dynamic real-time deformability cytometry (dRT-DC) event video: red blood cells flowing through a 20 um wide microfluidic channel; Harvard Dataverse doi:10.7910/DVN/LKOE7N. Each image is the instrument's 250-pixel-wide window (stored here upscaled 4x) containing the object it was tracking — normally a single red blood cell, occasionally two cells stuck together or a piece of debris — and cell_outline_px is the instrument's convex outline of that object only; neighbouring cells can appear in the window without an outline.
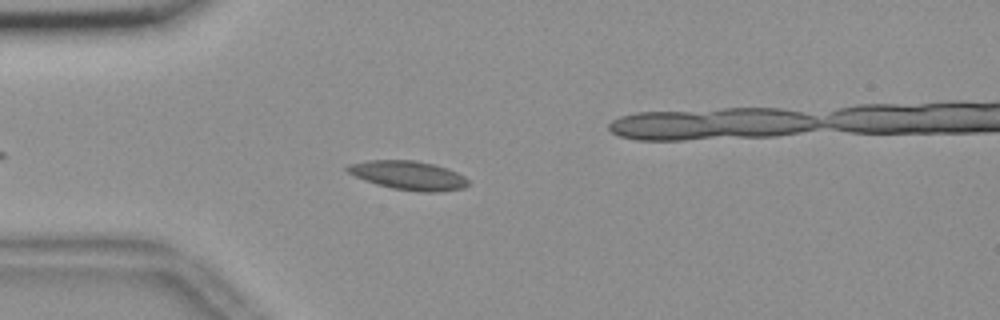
{"species": "common noctule bat (a hibernating species)", "species_latin": "Nyctalus noctula", "temperature_condition": "room temperature", "stored_images_in_passage": 45, "camera_frame_rate_fps": 3000, "um_per_image_px": 0.085, "animal": {"sex": "female", "body_mass_g": 18.4}, "frame": {"image": 1, "passage_image": 8, "time_ms": 2.333, "image_size_px": [1000, 320], "cell_outline_px": [[468, 184], [464, 188], [440, 192], [420, 192], [392, 188], [376, 184], [364, 180], [348, 172], [344, 168], [348, 164], [368, 160], [416, 160], [448, 168], [464, 176], [468, 180]], "centroid_in_image_um": [34.71, 14.9], "position_along_channel_um": 50.3, "area_um2": 20.4}}
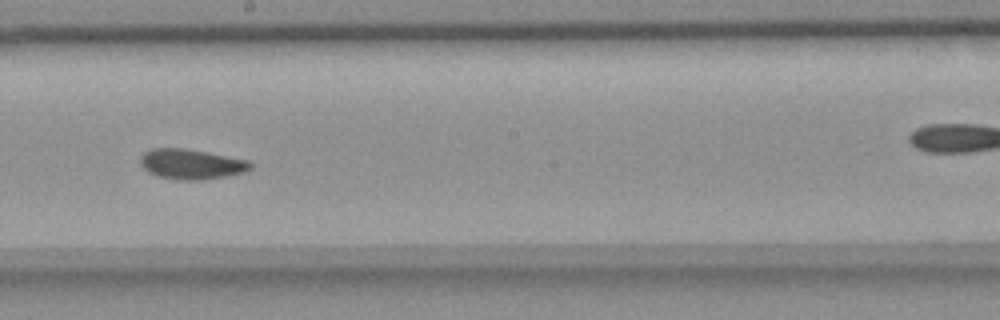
{"frame": {"image": 2, "passage_image": 24, "time_ms": 7.667, "image_size_px": [1000, 320], "cell_outline_px": [[252, 168], [244, 172], [204, 180], [176, 180], [156, 176], [148, 172], [140, 164], [140, 156], [144, 152], [152, 148], [184, 148], [248, 160], [252, 164]], "centroid_in_image_um": [16.22, 13.96], "position_along_channel_um": 232.0, "area_um2": 19.36}}
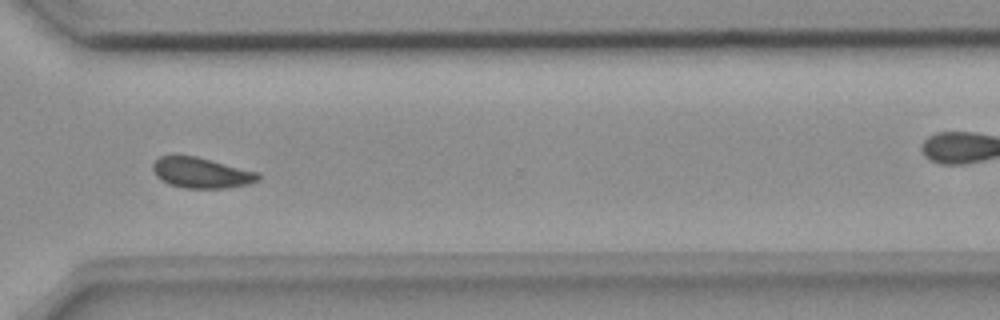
{"frame": {"image": 3, "passage_image": 34, "time_ms": 11.0, "image_size_px": [1000, 320], "cell_outline_px": [[260, 180], [248, 184], [228, 188], [184, 188], [168, 184], [160, 180], [156, 176], [152, 168], [152, 164], [160, 156], [196, 156], [260, 172]], "centroid_in_image_um": [17.13, 14.7], "position_along_channel_um": 353.5, "area_um2": 18.9}, "authors_computed_cell_mechanics": {"area_um2": 18.9006, "velocity_mm_per_s": 3.6327, "shape_relaxation_time_tau1_ms": null, "shape_relaxation_time_tau2_ms": 2.2455, "deformation_change_tau1": null, "deformation_change_tau2": 0.0798}}